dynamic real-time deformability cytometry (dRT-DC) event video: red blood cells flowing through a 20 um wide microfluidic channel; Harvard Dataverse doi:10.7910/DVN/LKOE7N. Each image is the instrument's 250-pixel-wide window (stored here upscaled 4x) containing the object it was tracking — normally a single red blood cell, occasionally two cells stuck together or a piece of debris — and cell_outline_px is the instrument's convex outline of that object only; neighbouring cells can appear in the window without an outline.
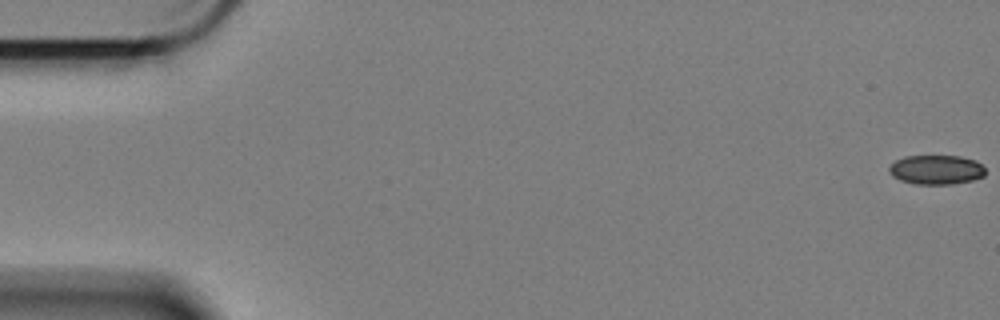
{"species": "Egyptian fruit bat (a non-hibernating species)", "species_latin": "Rousettus aegyptiacus", "temperature_condition": "cold", "stored_images_in_passage": 60, "camera_frame_rate_fps": 3000, "um_per_image_px": 0.085, "animal": {"sex": "female"}, "frame": {"image": 1, "passage_image": 1, "time_ms": 0.0, "image_size_px": [1000, 320], "cell_outline_px": [[984, 176], [972, 180], [952, 184], [916, 184], [900, 180], [892, 176], [888, 172], [888, 168], [896, 160], [904, 156], [960, 156], [976, 160], [984, 168]], "centroid_in_image_um": [79.56, 14.42], "position_along_channel_um": 5.4, "area_um2": 16.47}}
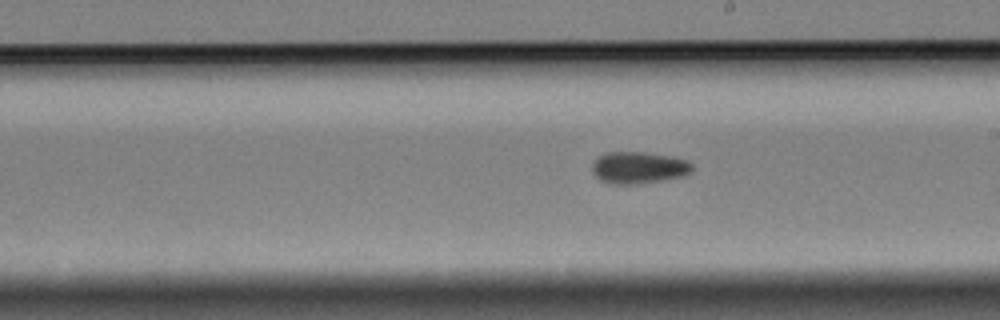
{"frame": {"image": 2, "passage_image": 34, "time_ms": 11.0, "image_size_px": [1000, 320], "cell_outline_px": [[692, 172], [684, 176], [636, 184], [612, 184], [600, 180], [592, 172], [592, 164], [600, 156], [608, 152], [644, 152], [672, 156], [688, 160], [692, 164]], "centroid_in_image_um": [54.31, 14.25], "position_along_channel_um": 234.7, "area_um2": 18.55}}
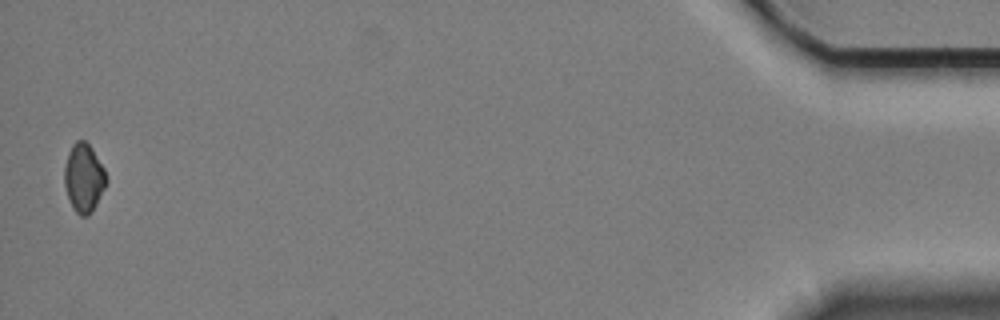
{"frame": {"image": 3, "passage_image": 59, "time_ms": 19.333, "image_size_px": [1000, 320], "cell_outline_px": [[108, 180], [92, 212], [88, 216], [80, 216], [72, 208], [64, 184], [64, 168], [68, 152], [72, 144], [76, 140], [84, 140], [92, 148], [104, 168]], "centroid_in_image_um": [7.12, 15.12], "position_along_channel_um": 428.1, "area_um2": 16.76}}